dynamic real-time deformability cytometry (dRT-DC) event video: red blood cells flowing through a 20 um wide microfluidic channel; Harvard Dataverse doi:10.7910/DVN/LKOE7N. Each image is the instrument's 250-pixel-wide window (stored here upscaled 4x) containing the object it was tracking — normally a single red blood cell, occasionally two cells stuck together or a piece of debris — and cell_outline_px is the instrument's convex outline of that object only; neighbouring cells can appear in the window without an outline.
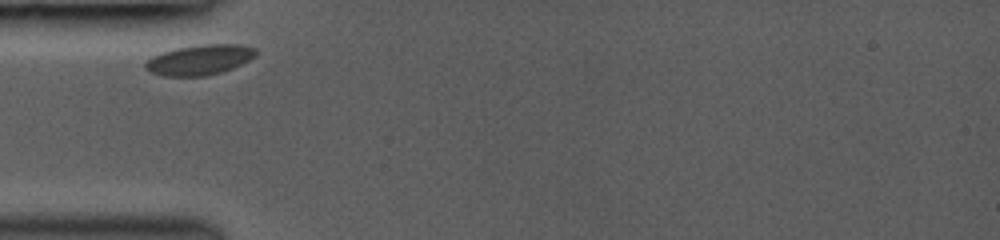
{"species": "common noctule bat (a hibernating species)", "species_latin": "Nyctalus noctula", "temperature_condition": "room temperature", "stored_images_in_passage": 9, "camera_frame_rate_fps": 3000, "um_per_image_px": 0.085, "animal": {"sex": "female", "body_mass_g": 19.0, "forearm_length_mm": 53.3}, "frame": {"image": 1, "passage_image": 1, "time_ms": 0.0, "image_size_px": [1000, 240], "cell_outline_px": [[256, 56], [232, 68], [220, 72], [204, 76], [164, 76], [152, 72], [144, 68], [144, 64], [152, 56], [176, 48], [204, 44], [240, 44], [256, 48]], "centroid_in_image_um": [16.97, 5.08], "position_along_channel_um": 68.0, "area_um2": 19.25}}
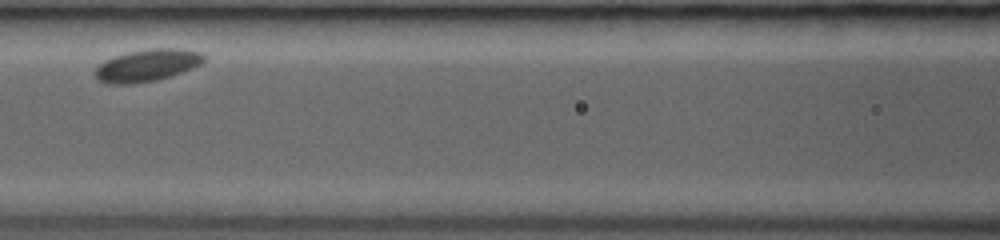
{"frame": {"image": 2, "passage_image": 4, "time_ms": 2.333, "image_size_px": [1000, 240], "cell_outline_px": [[204, 60], [200, 64], [192, 68], [156, 80], [132, 84], [108, 84], [100, 80], [92, 72], [104, 60], [112, 56], [128, 52], [148, 48], [180, 48], [200, 52], [204, 56]], "centroid_in_image_um": [12.46, 5.54], "position_along_channel_um": 154.1, "area_um2": 20.35}}
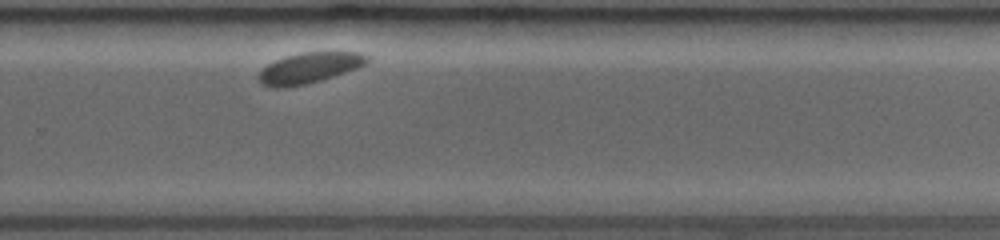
{"frame": {"image": 3, "passage_image": 9, "time_ms": 6.333, "image_size_px": [1000, 240], "cell_outline_px": [[368, 60], [364, 64], [356, 68], [308, 84], [284, 88], [276, 88], [264, 84], [260, 80], [260, 72], [268, 64], [284, 56], [304, 52], [364, 52], [368, 56]], "centroid_in_image_um": [26.3, 5.76], "position_along_channel_um": 303.5, "area_um2": 19.02}}